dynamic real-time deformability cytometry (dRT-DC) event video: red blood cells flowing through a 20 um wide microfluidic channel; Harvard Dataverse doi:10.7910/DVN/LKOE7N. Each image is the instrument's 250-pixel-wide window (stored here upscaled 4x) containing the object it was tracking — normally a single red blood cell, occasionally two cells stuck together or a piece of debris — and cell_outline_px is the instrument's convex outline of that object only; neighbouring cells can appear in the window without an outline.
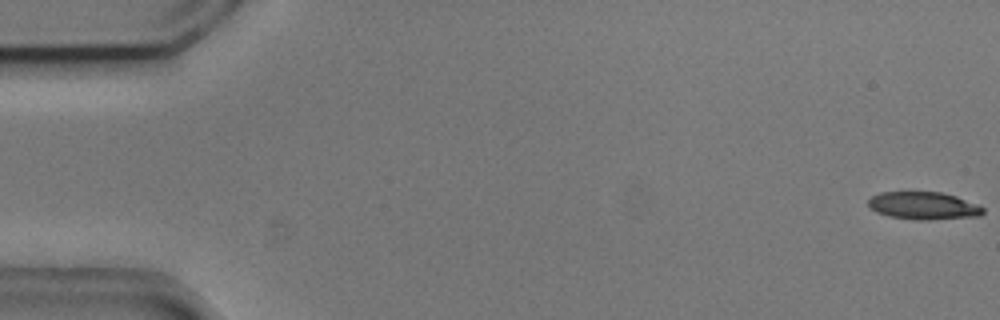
{"species": "common noctule bat (a hibernating species)", "species_latin": "Nyctalus noctula", "temperature_condition": "cold", "stored_images_in_passage": 54, "camera_frame_rate_fps": 3000, "um_per_image_px": 0.085, "animal": {"sex": "male", "body_mass_g": 20.5, "forearm_length_mm": 52.5}, "frame": {"image": 1, "passage_image": 1, "time_ms": 0.0, "image_size_px": [1000, 320], "cell_outline_px": [[984, 212], [980, 216], [928, 220], [916, 220], [888, 216], [876, 212], [868, 208], [868, 200], [872, 196], [880, 192], [940, 192], [956, 196], [980, 204], [984, 208]], "centroid_in_image_um": [78.51, 17.49], "position_along_channel_um": 6.5, "area_um2": 18.73}}
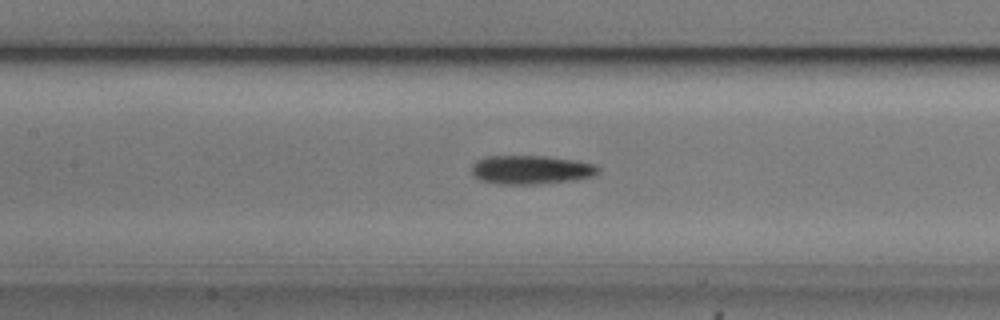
{"frame": {"image": 2, "passage_image": 25, "time_ms": 8.0, "image_size_px": [1000, 320], "cell_outline_px": [[600, 172], [596, 176], [572, 180], [540, 184], [496, 184], [480, 180], [472, 176], [472, 164], [476, 160], [488, 156], [548, 156], [576, 160], [596, 164], [600, 168]], "centroid_in_image_um": [45.16, 14.43], "position_along_channel_um": 162.2, "area_um2": 21.62}}
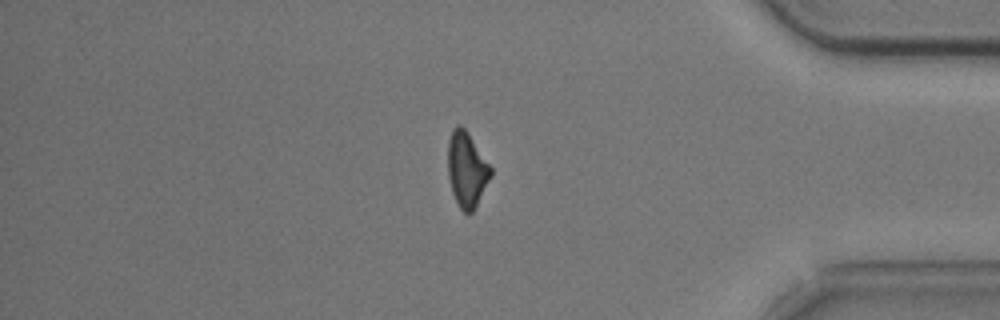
{"frame": {"image": 3, "passage_image": 46, "time_ms": 15.0, "image_size_px": [1000, 320], "cell_outline_px": [[492, 176], [472, 212], [468, 216], [460, 208], [452, 192], [448, 176], [448, 140], [452, 128], [456, 124], [460, 124], [468, 132], [492, 168]], "centroid_in_image_um": [39.67, 14.39], "position_along_channel_um": 395.5, "area_um2": 18.84}}